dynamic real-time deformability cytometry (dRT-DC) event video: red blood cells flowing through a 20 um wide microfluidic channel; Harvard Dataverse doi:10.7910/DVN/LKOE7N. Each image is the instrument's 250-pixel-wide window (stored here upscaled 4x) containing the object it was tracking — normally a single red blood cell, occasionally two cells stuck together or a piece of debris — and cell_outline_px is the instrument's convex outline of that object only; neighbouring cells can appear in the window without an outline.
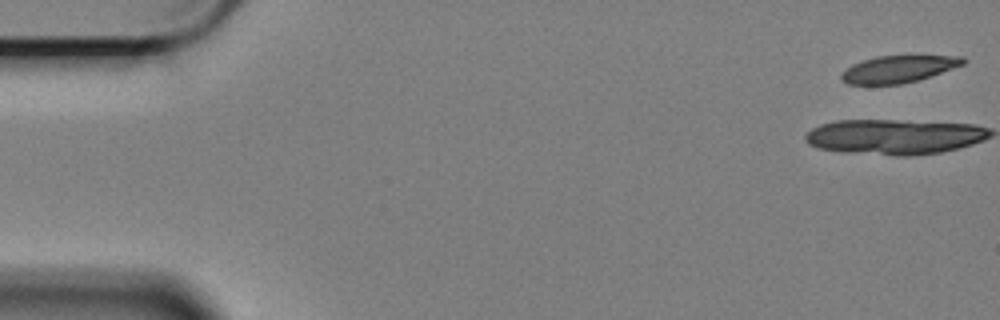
{"species": "Egyptian fruit bat (a non-hibernating species)", "species_latin": "Rousettus aegyptiacus", "temperature_condition": "cold", "stored_images_in_passage": 12, "camera_frame_rate_fps": 3000, "um_per_image_px": 0.085, "animal": {"sex": "female"}, "frame": {"image": 1, "passage_image": 1, "time_ms": 0.0, "image_size_px": [1000, 320], "cell_outline_px": [[968, 60], [964, 64], [932, 76], [920, 80], [900, 84], [848, 84], [840, 80], [840, 76], [852, 64], [876, 56], [964, 56]], "centroid_in_image_um": [76.4, 5.87], "position_along_channel_um": 8.6, "area_um2": 19.13}}